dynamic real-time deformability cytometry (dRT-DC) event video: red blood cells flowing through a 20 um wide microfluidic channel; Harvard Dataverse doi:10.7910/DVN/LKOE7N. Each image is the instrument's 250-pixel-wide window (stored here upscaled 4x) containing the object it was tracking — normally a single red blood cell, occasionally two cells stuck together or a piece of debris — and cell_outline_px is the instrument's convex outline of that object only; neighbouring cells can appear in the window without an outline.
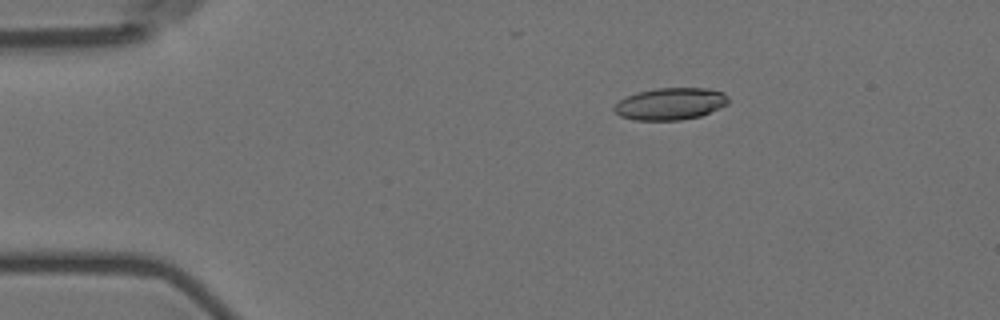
{"species": "Egyptian fruit bat (a non-hibernating species)", "species_latin": "Rousettus aegyptiacus", "temperature_condition": "room temperature", "stored_images_in_passage": 5, "camera_frame_rate_fps": 3000, "um_per_image_px": 0.085, "animal": {"sex": "female"}, "frame": {"image": 1, "passage_image": 3, "time_ms": 2.333, "image_size_px": [1000, 320], "cell_outline_px": [[728, 104], [720, 108], [700, 116], [680, 120], [636, 120], [620, 116], [612, 108], [624, 96], [636, 92], [656, 88], [708, 88], [724, 92], [728, 96]], "centroid_in_image_um": [56.99, 8.81], "position_along_channel_um": 28.0, "area_um2": 21.44}}